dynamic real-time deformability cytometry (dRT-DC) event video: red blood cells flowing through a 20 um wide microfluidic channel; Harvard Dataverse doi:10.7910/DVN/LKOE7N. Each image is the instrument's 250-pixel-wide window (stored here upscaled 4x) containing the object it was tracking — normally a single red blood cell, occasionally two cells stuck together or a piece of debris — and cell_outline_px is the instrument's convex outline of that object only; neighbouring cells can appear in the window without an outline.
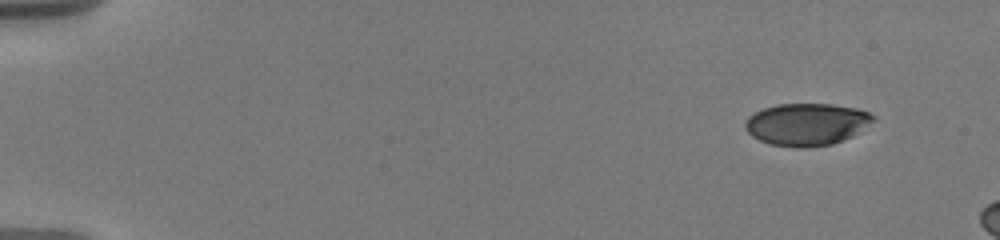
{"species": "human", "species_latin": "Homo sapiens", "temperature_condition": "warm", "stored_images_in_passage": 6, "camera_frame_rate_fps": 3000, "um_per_image_px": 0.085, "donor": {"sex": "male"}, "frame": {"image": 1, "passage_image": 1, "time_ms": 0.0, "image_size_px": [1000, 240], "cell_outline_px": [[876, 120], [852, 136], [832, 144], [808, 148], [796, 148], [772, 144], [760, 140], [752, 136], [744, 128], [744, 124], [748, 116], [764, 108], [776, 104], [832, 104], [856, 108], [868, 112], [876, 116]], "centroid_in_image_um": [68.57, 10.57], "position_along_channel_um": 16.4, "area_um2": 31.62}}